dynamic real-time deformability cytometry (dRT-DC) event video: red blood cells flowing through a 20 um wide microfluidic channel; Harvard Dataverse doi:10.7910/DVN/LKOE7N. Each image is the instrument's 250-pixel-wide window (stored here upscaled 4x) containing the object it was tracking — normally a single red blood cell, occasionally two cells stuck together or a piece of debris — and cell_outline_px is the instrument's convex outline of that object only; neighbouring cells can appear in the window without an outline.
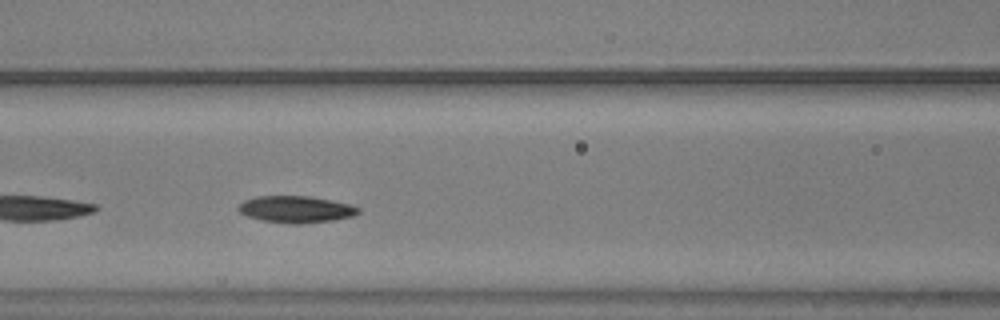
{"species": "common noctule bat (a hibernating species)", "species_latin": "Nyctalus noctula", "temperature_condition": "warm", "stored_images_in_passage": 41, "camera_frame_rate_fps": 3000, "um_per_image_px": 0.085, "animal": {"sex": "male", "body_mass_g": 20.5, "forearm_length_mm": 52.5}, "frame": {"image": 1, "passage_image": 16, "time_ms": 5.0, "image_size_px": [1000, 320], "cell_outline_px": [[360, 212], [352, 216], [332, 220], [300, 224], [288, 224], [260, 220], [248, 216], [240, 212], [236, 208], [244, 200], [256, 196], [308, 196], [332, 200], [352, 204], [360, 208]], "centroid_in_image_um": [25.15, 17.79], "position_along_channel_um": 141.4, "area_um2": 18.84}}
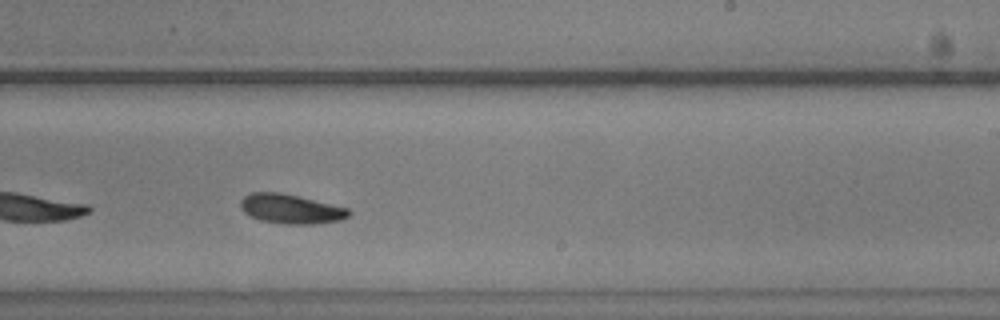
{"frame": {"image": 2, "passage_image": 26, "time_ms": 8.333, "image_size_px": [1000, 320], "cell_outline_px": [[352, 212], [348, 216], [340, 220], [312, 224], [284, 224], [260, 220], [244, 212], [240, 208], [240, 200], [244, 196], [252, 192], [280, 192], [348, 208]], "centroid_in_image_um": [24.69, 17.76], "position_along_channel_um": 264.3, "area_um2": 18.44}}
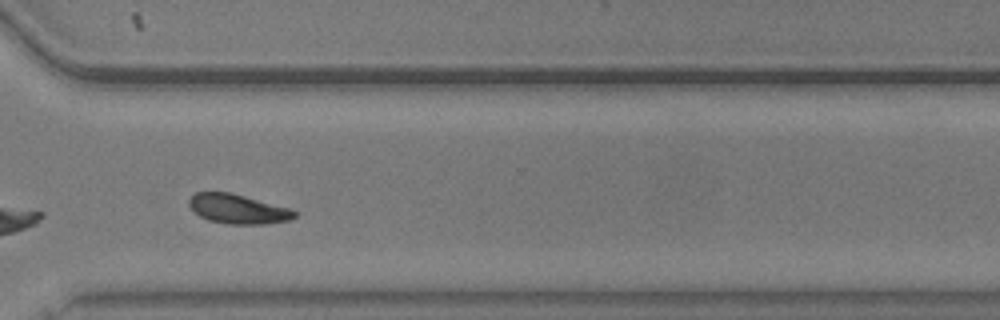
{"frame": {"image": 3, "passage_image": 33, "time_ms": 10.667, "image_size_px": [1000, 320], "cell_outline_px": [[296, 216], [292, 220], [264, 224], [228, 224], [208, 220], [200, 216], [188, 204], [188, 200], [196, 192], [228, 192], [292, 208], [296, 212]], "centroid_in_image_um": [20.26, 17.77], "position_along_channel_um": 350.3, "area_um2": 18.09}, "authors_computed_cell_mechanics": {"area_um2": 18.5538, "velocity_mm_per_s": 3.6945, "shape_relaxation_time_tau1_ms": 2.4424, "shape_relaxation_time_tau2_ms": 7.164, "deformation_change_tau1": 0.1029, "deformation_change_tau2": 0.0861}}